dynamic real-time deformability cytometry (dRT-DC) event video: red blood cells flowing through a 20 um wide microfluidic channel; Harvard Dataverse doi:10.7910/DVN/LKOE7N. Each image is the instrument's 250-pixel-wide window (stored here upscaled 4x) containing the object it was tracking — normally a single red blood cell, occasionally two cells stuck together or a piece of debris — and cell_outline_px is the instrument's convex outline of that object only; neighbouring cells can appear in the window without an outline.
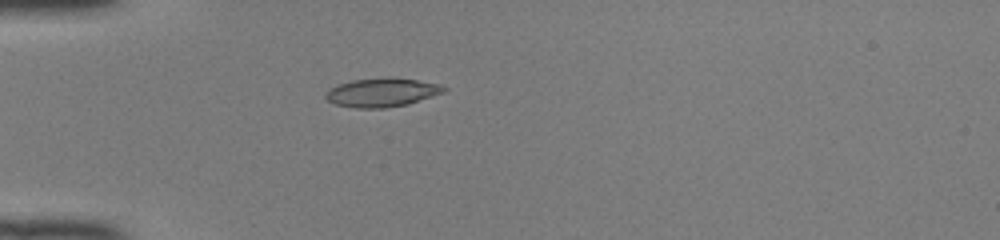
{"species": "common noctule bat (a hibernating species)", "species_latin": "Nyctalus noctula", "temperature_condition": "room temperature", "stored_images_in_passage": 35, "camera_frame_rate_fps": 3000, "um_per_image_px": 0.085, "animal": {"sex": "female", "body_mass_g": 22.0, "forearm_length_mm": 56.7}, "frame": {"image": 1, "passage_image": 1, "time_ms": 0.0, "image_size_px": [1000, 240], "cell_outline_px": [[448, 88], [444, 92], [408, 104], [384, 108], [356, 108], [336, 104], [328, 100], [324, 96], [328, 88], [336, 84], [352, 80], [416, 80], [440, 84]], "centroid_in_image_um": [32.42, 7.9], "position_along_channel_um": 52.6, "area_um2": 19.07}}
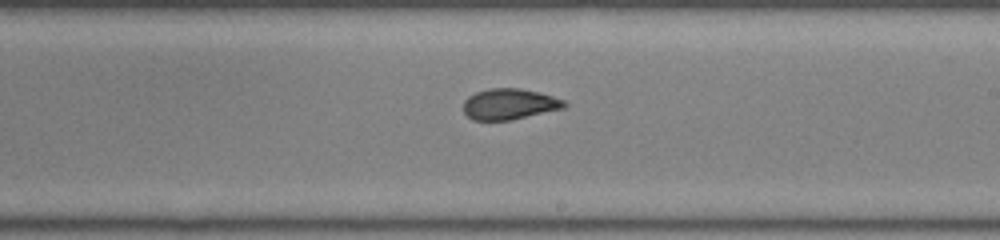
{"frame": {"image": 2, "passage_image": 16, "time_ms": 5.0, "image_size_px": [1000, 240], "cell_outline_px": [[568, 104], [564, 108], [508, 120], [472, 120], [464, 112], [464, 100], [468, 96], [476, 92], [488, 88], [520, 88], [540, 92], [564, 100]], "centroid_in_image_um": [43.29, 8.83], "position_along_channel_um": 245.7, "area_um2": 18.09}}
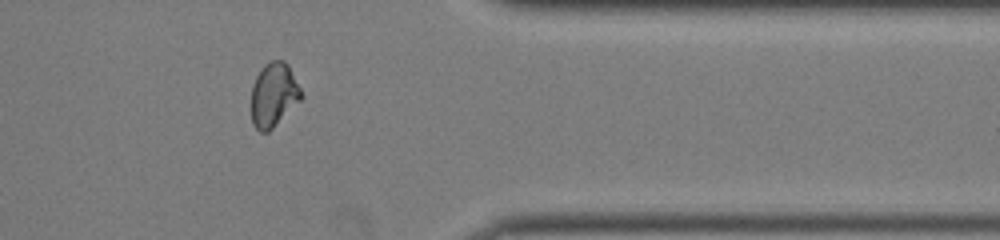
{"frame": {"image": 3, "passage_image": 27, "time_ms": 8.667, "image_size_px": [1000, 240], "cell_outline_px": [[304, 96], [268, 132], [260, 132], [252, 124], [252, 84], [260, 68], [264, 64], [272, 60], [284, 60], [288, 64]], "centroid_in_image_um": [23.25, 8.03], "position_along_channel_um": 388.1, "area_um2": 18.55}, "authors_computed_cell_mechanics": {"area_um2": 18.5538, "velocity_mm_per_s": 4.1487, "shape_relaxation_time_tau1_ms": null, "shape_relaxation_time_tau2_ms": 1.2077, "deformation_change_tau1": null, "deformation_change_tau2": 0.0692}}